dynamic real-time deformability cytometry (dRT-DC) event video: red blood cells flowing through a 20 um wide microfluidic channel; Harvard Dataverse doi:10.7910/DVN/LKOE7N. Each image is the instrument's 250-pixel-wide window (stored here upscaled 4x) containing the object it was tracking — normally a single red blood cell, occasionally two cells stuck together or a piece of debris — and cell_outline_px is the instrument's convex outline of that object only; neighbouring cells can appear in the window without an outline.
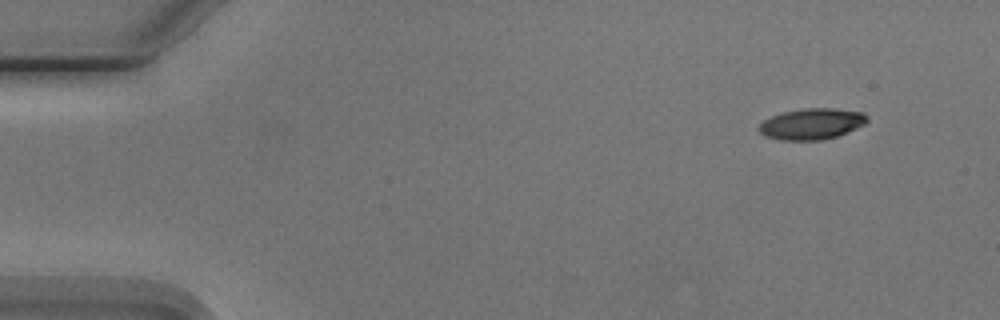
{"species": "Egyptian fruit bat (a non-hibernating species)", "species_latin": "Rousettus aegyptiacus", "temperature_condition": "cold", "stored_images_in_passage": 6, "camera_frame_rate_fps": 3000, "um_per_image_px": 0.085, "animal": {"sex": "male"}, "frame": {"image": 1, "passage_image": 1, "time_ms": 0.0, "image_size_px": [1000, 320], "cell_outline_px": [[868, 120], [864, 124], [848, 132], [836, 136], [820, 140], [780, 140], [764, 136], [756, 128], [764, 120], [772, 116], [784, 112], [800, 108], [832, 108], [864, 112], [868, 116]], "centroid_in_image_um": [68.99, 10.53], "position_along_channel_um": 16.0, "area_um2": 19.65}}
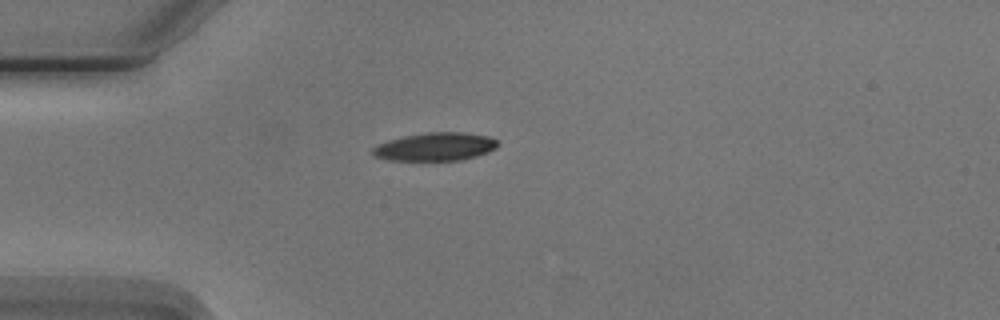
{"frame": {"image": 2, "passage_image": 4, "time_ms": 3.333, "image_size_px": [1000, 320], "cell_outline_px": [[500, 144], [496, 148], [488, 152], [476, 156], [460, 160], [388, 160], [376, 156], [372, 152], [372, 148], [388, 140], [404, 136], [428, 132], [464, 132], [488, 136], [496, 140]], "centroid_in_image_um": [37.03, 12.46], "position_along_channel_um": 48.0, "area_um2": 20.4}}